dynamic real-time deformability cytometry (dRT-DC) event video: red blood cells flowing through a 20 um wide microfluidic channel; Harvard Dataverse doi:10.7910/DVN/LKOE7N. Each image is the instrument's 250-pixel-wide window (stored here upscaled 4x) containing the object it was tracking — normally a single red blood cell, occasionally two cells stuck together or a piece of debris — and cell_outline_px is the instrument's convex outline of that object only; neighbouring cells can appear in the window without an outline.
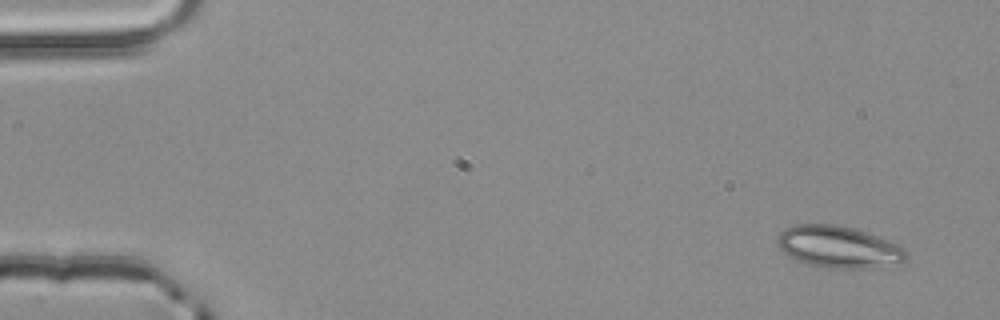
{"species": "common noctule bat (a hibernating species)", "species_latin": "Nyctalus noctula", "temperature_condition": "room temperature", "stored_images_in_passage": 3, "camera_frame_rate_fps": 3000, "um_per_image_px": 0.085, "animal": {"sex": "male", "body_mass_g": 20.4}, "frame": {"image": 1, "passage_image": 1, "time_ms": 0.0, "image_size_px": [1000, 320], "cell_outline_px": [[908, 260], [868, 268], [832, 268], [808, 264], [796, 260], [784, 252], [780, 248], [776, 240], [780, 232], [784, 228], [792, 224], [832, 224], [852, 228], [900, 244], [908, 252]], "centroid_in_image_um": [71.26, 20.98], "position_along_channel_um": 13.7, "area_um2": 31.21}}